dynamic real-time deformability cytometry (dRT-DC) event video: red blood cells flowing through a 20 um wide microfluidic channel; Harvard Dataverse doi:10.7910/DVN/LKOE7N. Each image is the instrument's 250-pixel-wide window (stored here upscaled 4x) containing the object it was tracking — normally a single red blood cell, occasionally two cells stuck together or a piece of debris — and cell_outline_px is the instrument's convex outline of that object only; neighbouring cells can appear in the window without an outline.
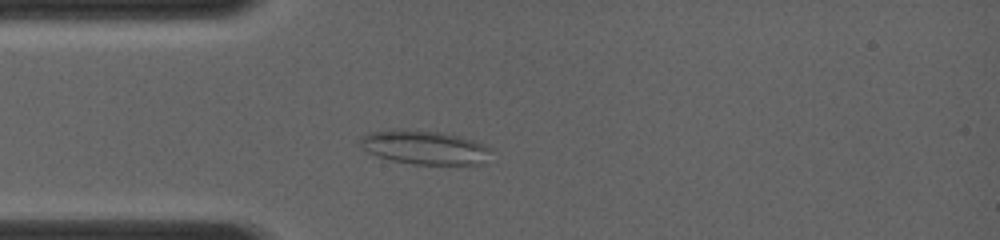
{"species": "common noctule bat (a hibernating species)", "species_latin": "Nyctalus noctula", "temperature_condition": "room temperature", "stored_images_in_passage": 24, "camera_frame_rate_fps": 4000, "um_per_image_px": 0.085, "animal": {"sex": "female", "body_mass_g": 19.0, "forearm_length_mm": 56.7}, "frame": {"image": 1, "passage_image": 8, "time_ms": 2.5, "image_size_px": [1000, 240], "cell_outline_px": [[492, 148], [484, 164], [412, 164], [392, 160], [368, 152], [360, 144], [360, 136], [368, 132], [392, 128], [440, 132], [476, 140]], "centroid_in_image_um": [36.09, 12.51], "position_along_channel_um": 48.9, "area_um2": 25.95}}
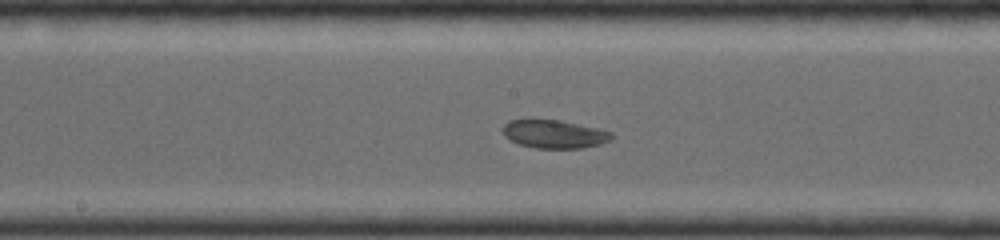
{"frame": {"image": 2, "passage_image": 18, "time_ms": 6.0, "image_size_px": [1000, 240], "cell_outline_px": [[612, 140], [600, 144], [584, 148], [536, 148], [520, 144], [508, 140], [504, 136], [504, 124], [508, 120], [528, 116], [532, 116], [560, 120], [596, 128], [612, 132]], "centroid_in_image_um": [47.04, 11.35], "position_along_channel_um": 201.2, "area_um2": 18.61}}
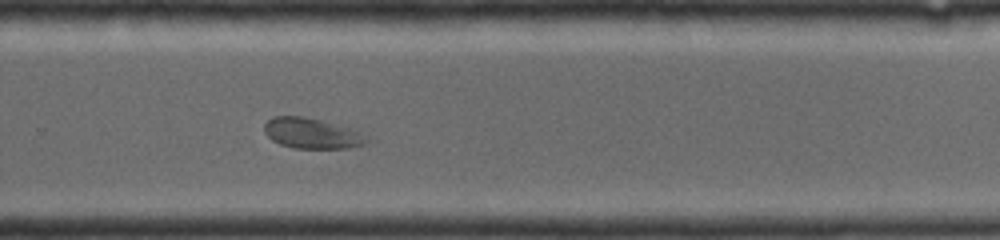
{"frame": {"image": 3, "passage_image": 24, "time_ms": 8.25, "image_size_px": [1000, 240], "cell_outline_px": [[372, 140], [364, 144], [348, 148], [296, 148], [280, 144], [272, 140], [264, 132], [264, 124], [272, 116], [304, 116], [368, 132]], "centroid_in_image_um": [26.6, 11.33], "position_along_channel_um": 303.2, "area_um2": 18.61}}